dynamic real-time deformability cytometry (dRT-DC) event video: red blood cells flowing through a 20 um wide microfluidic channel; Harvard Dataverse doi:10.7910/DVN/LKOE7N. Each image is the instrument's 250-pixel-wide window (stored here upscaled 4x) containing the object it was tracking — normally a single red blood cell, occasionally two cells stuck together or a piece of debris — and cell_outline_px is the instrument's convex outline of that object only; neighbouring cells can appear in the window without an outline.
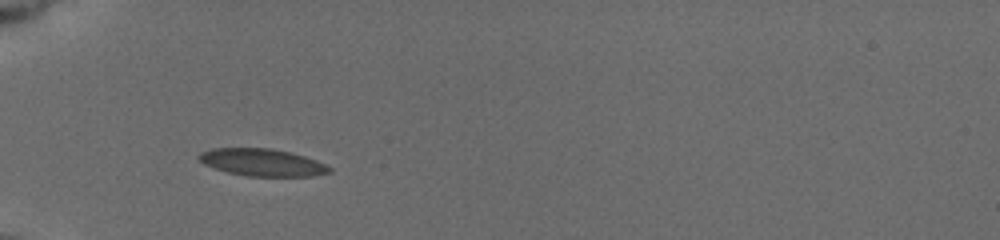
{"species": "common noctule bat (a hibernating species)", "species_latin": "Nyctalus noctula", "temperature_condition": "cold", "stored_images_in_passage": 7, "camera_frame_rate_fps": 3000, "um_per_image_px": 0.085, "animal": {"sex": "female", "body_mass_g": 19.5, "forearm_length_mm": 54.1}, "frame": {"image": 1, "passage_image": 1, "time_ms": 0.0, "image_size_px": [1000, 240], "cell_outline_px": [[332, 172], [312, 176], [248, 176], [228, 172], [204, 164], [196, 156], [200, 152], [212, 148], [272, 148], [292, 152], [316, 160], [332, 168]], "centroid_in_image_um": [22.3, 13.79], "position_along_channel_um": 62.7, "area_um2": 20.75}}
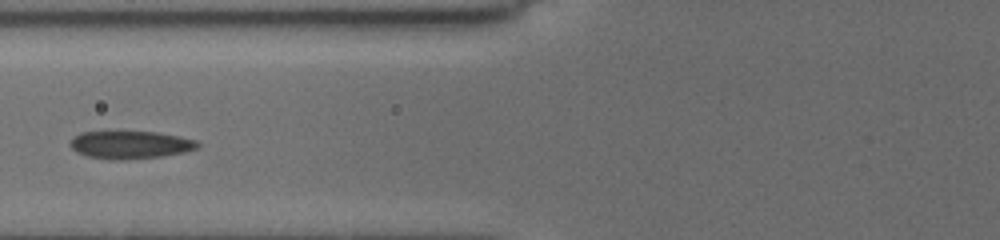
{"frame": {"image": 2, "passage_image": 4, "time_ms": 1.667, "image_size_px": [1000, 240], "cell_outline_px": [[200, 144], [196, 148], [184, 152], [160, 156], [124, 160], [108, 160], [88, 156], [76, 152], [68, 144], [72, 136], [80, 132], [156, 132], [180, 136], [196, 140]], "centroid_in_image_um": [11.02, 12.31], "position_along_channel_um": 114.8, "area_um2": 20.69}}
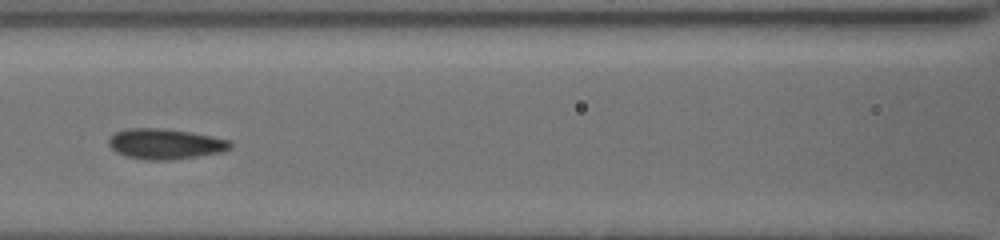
{"frame": {"image": 3, "passage_image": 6, "time_ms": 2.667, "image_size_px": [1000, 240], "cell_outline_px": [[232, 148], [224, 152], [168, 160], [144, 160], [128, 156], [116, 152], [108, 144], [108, 140], [116, 132], [128, 128], [164, 128], [192, 132], [232, 140]], "centroid_in_image_um": [14.09, 12.22], "position_along_channel_um": 152.5, "area_um2": 21.68}}